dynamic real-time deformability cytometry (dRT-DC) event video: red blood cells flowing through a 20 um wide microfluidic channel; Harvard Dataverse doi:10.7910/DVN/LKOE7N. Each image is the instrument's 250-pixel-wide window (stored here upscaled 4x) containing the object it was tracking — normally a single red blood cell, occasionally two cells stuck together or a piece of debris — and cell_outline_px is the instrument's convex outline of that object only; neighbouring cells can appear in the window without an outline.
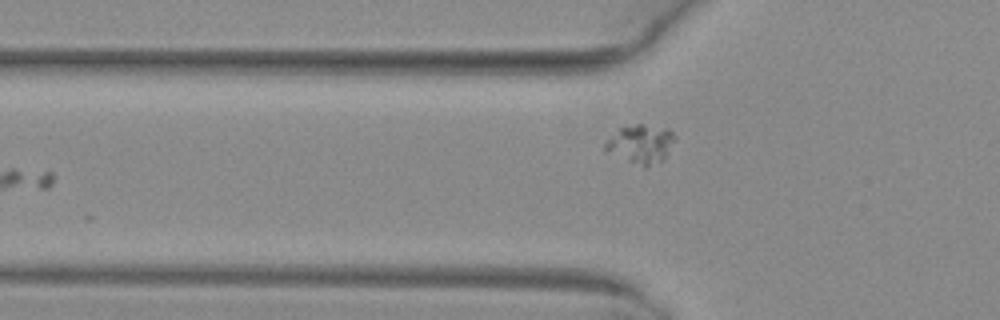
{"species": "common noctule bat (a hibernating species)", "species_latin": "Nyctalus noctula", "temperature_condition": "warm", "stored_images_in_passage": 5, "camera_frame_rate_fps": 3000, "um_per_image_px": 0.085, "animal": {"sex": "female", "body_mass_g": 29.2, "forearm_length_mm": 56.3}, "frame": {"image": 1, "passage_image": 4, "time_ms": 1.0, "image_size_px": [1000, 320], "cell_outline_px": [[676, 136], [664, 160], [644, 168], [604, 152], [604, 144], [624, 124], [644, 124], [668, 128]], "centroid_in_image_um": [54.45, 12.25], "position_along_channel_um": 71.4, "area_um2": 16.01}}
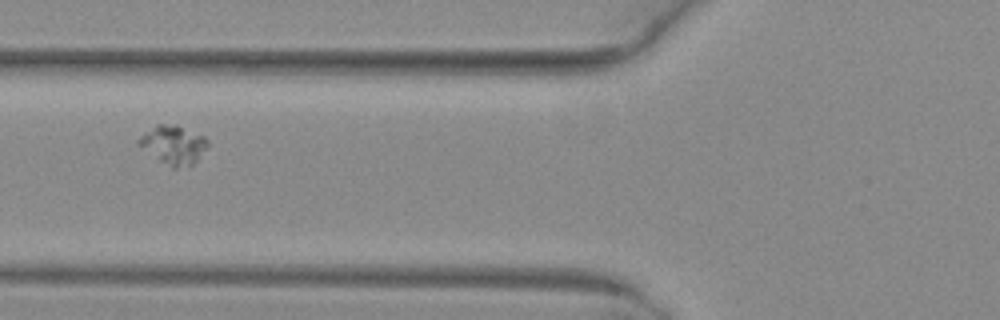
{"frame": {"image": 2, "passage_image": 5, "time_ms": 1.333, "image_size_px": [1000, 320], "cell_outline_px": [[208, 148], [192, 164], [176, 168], [172, 168], [136, 144], [136, 140], [140, 136], [156, 124], [176, 124], [204, 136], [208, 140]], "centroid_in_image_um": [14.74, 12.28], "position_along_channel_um": 111.1, "area_um2": 15.43}}